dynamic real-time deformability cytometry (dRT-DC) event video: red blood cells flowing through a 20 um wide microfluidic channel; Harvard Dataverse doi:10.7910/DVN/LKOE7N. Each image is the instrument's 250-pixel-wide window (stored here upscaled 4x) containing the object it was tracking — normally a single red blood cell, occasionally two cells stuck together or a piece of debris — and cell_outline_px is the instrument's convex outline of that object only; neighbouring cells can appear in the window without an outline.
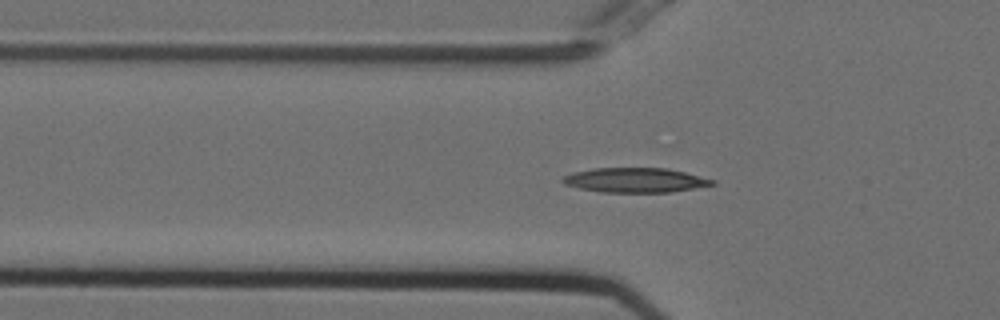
{"species": "Egyptian fruit bat (a non-hibernating species)", "species_latin": "Rousettus aegyptiacus", "temperature_condition": "cold", "stored_images_in_passage": 30, "camera_frame_rate_fps": 3000, "um_per_image_px": 0.085, "animal": {"sex": "female"}, "frame": {"image": 1, "passage_image": 6, "time_ms": 1.667, "image_size_px": [1000, 320], "cell_outline_px": [[716, 184], [672, 192], [600, 192], [580, 188], [564, 184], [560, 180], [564, 176], [572, 172], [592, 168], [664, 168], [684, 172], [716, 180]], "centroid_in_image_um": [53.97, 15.31], "position_along_channel_um": 71.8, "area_um2": 21.44}}
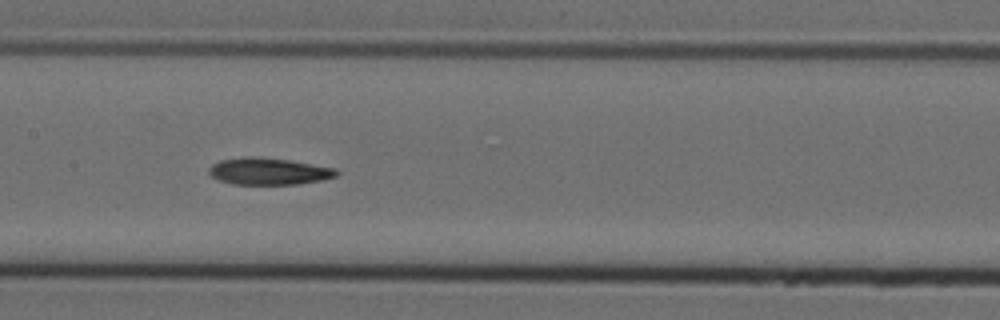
{"frame": {"image": 2, "passage_image": 15, "time_ms": 4.667, "image_size_px": [1000, 320], "cell_outline_px": [[340, 172], [336, 176], [324, 180], [296, 184], [232, 184], [220, 180], [212, 176], [208, 172], [208, 168], [212, 164], [220, 160], [248, 156], [252, 156], [288, 160], [336, 168]], "centroid_in_image_um": [22.85, 14.56], "position_along_channel_um": 184.6, "area_um2": 19.94}}
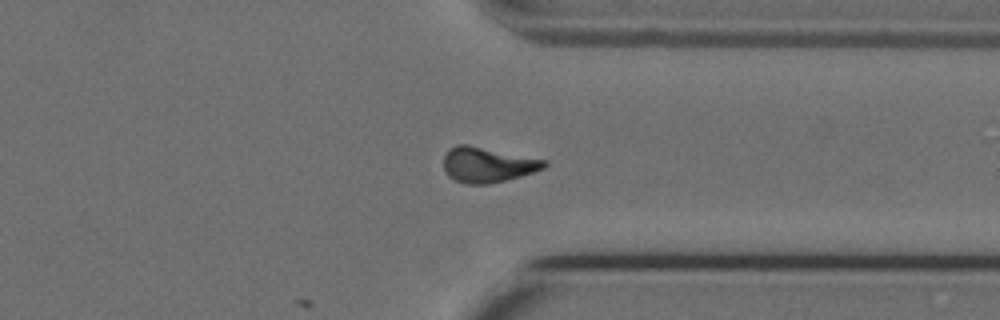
{"frame": {"image": 3, "passage_image": 30, "time_ms": 9.667, "image_size_px": [1000, 320], "cell_outline_px": [[548, 164], [544, 168], [520, 176], [488, 184], [464, 184], [448, 176], [444, 172], [444, 156], [448, 148], [456, 144], [468, 144], [548, 160]], "centroid_in_image_um": [41.42, 13.98], "position_along_channel_um": 370.0, "area_um2": 20.81}, "authors_computed_cell_mechanics": {"area_um2": 20.2589, "velocity_mm_per_s": 3.7145, "shape_relaxation_time_tau1_ms": null, "shape_relaxation_time_tau2_ms": 3.9564, "deformation_change_tau1": null, "deformation_change_tau2": 0.0951}}